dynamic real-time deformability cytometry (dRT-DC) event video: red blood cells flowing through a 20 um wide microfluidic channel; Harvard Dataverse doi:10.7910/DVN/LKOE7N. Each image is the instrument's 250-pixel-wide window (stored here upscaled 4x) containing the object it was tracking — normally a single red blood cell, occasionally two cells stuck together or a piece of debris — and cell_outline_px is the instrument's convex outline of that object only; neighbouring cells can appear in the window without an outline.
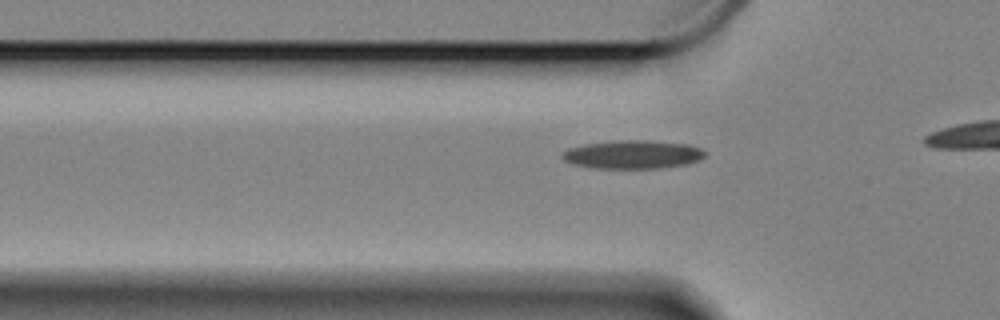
{"species": "Egyptian fruit bat (a non-hibernating species)", "species_latin": "Rousettus aegyptiacus", "temperature_condition": "cold", "stored_images_in_passage": 18, "camera_frame_rate_fps": 3000, "um_per_image_px": 0.085, "animal": {"sex": "female"}, "frame": {"image": 1, "passage_image": 11, "time_ms": 3.333, "image_size_px": [1000, 320], "cell_outline_px": [[708, 152], [700, 160], [688, 164], [660, 168], [596, 168], [576, 164], [564, 160], [560, 156], [568, 148], [584, 144], [620, 140], [644, 140], [688, 144], [700, 148]], "centroid_in_image_um": [53.83, 13.13], "position_along_channel_um": 72.0, "area_um2": 23.58}}
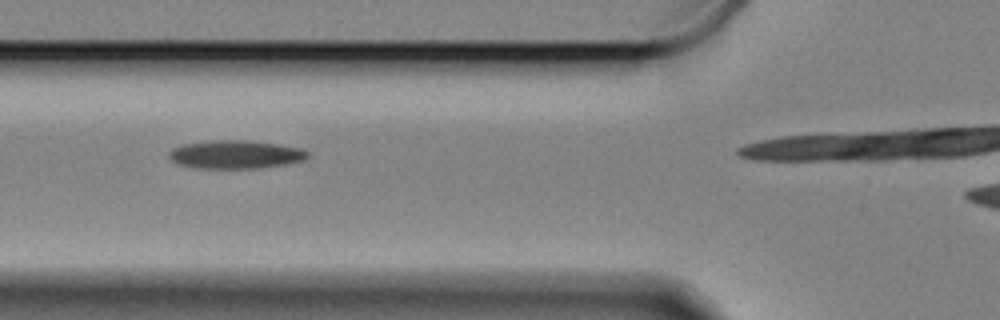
{"frame": {"image": 2, "passage_image": 14, "time_ms": 4.333, "image_size_px": [1000, 320], "cell_outline_px": [[308, 156], [304, 160], [288, 164], [260, 168], [192, 168], [176, 164], [168, 156], [168, 152], [172, 148], [180, 144], [212, 140], [248, 140], [304, 148], [308, 152]], "centroid_in_image_um": [19.99, 13.13], "position_along_channel_um": 105.8, "area_um2": 23.24}}
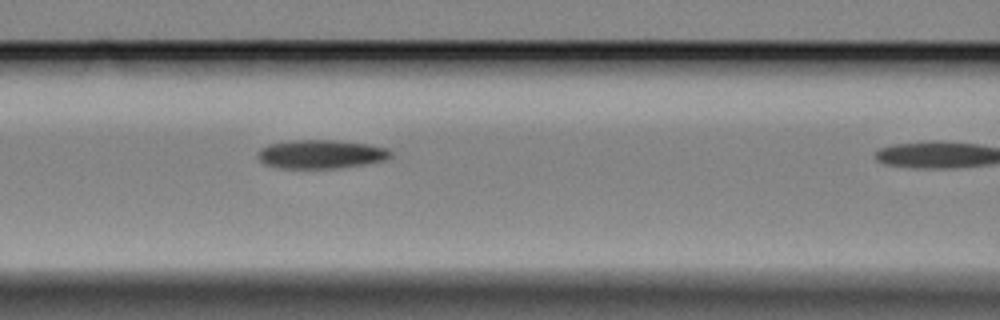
{"frame": {"image": 3, "passage_image": 17, "time_ms": 5.333, "image_size_px": [1000, 320], "cell_outline_px": [[392, 156], [384, 160], [364, 164], [340, 168], [280, 168], [264, 164], [256, 156], [256, 152], [260, 148], [268, 144], [292, 140], [336, 140], [368, 144], [388, 148], [392, 152]], "centroid_in_image_um": [27.25, 13.1], "position_along_channel_um": 139.3, "area_um2": 22.43}}